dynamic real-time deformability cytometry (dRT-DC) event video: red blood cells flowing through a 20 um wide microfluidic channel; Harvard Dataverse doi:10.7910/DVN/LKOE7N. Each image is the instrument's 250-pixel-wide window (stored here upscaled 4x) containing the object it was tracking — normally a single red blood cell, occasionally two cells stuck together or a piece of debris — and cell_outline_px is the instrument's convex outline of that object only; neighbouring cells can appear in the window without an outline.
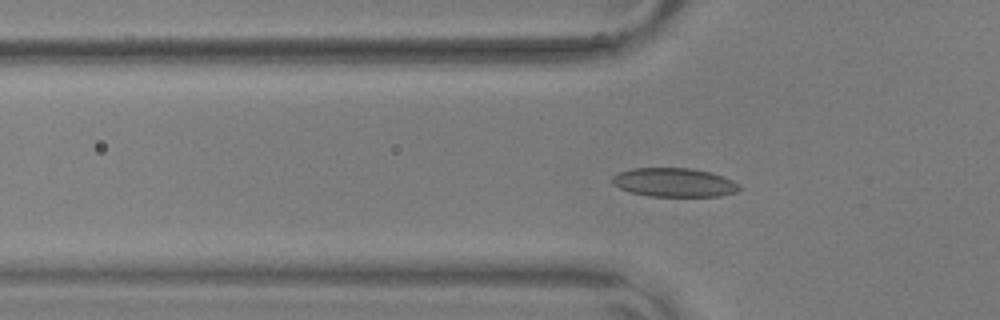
{"species": "common noctule bat (a hibernating species)", "species_latin": "Nyctalus noctula", "temperature_condition": "warm", "stored_images_in_passage": 52, "camera_frame_rate_fps": 3000, "um_per_image_px": 0.085, "animal": {"sex": "male", "body_mass_g": 17.9, "forearm_length_mm": 54.2}, "frame": {"image": 1, "passage_image": 18, "time_ms": 5.667, "image_size_px": [1000, 320], "cell_outline_px": [[744, 188], [736, 192], [720, 196], [648, 196], [628, 192], [612, 184], [612, 176], [620, 172], [632, 168], [692, 168], [712, 172], [724, 176], [740, 184]], "centroid_in_image_um": [57.34, 15.51], "position_along_channel_um": 68.5, "area_um2": 21.68}}
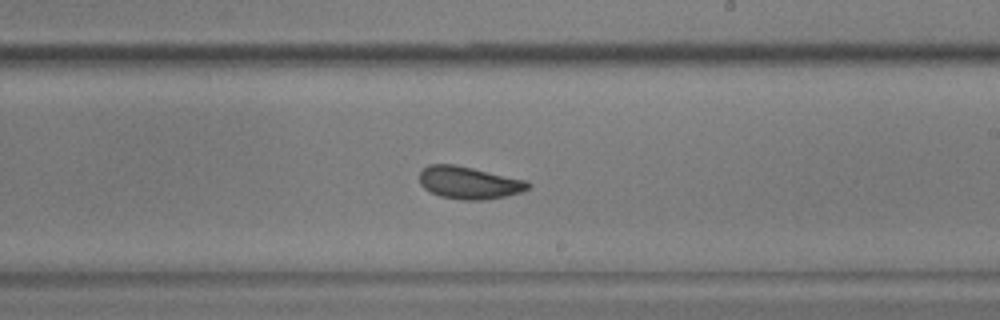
{"frame": {"image": 2, "passage_image": 33, "time_ms": 10.667, "image_size_px": [1000, 320], "cell_outline_px": [[532, 184], [528, 188], [520, 192], [504, 196], [484, 200], [460, 200], [440, 196], [424, 188], [420, 184], [420, 172], [428, 164], [452, 164], [472, 168], [528, 180]], "centroid_in_image_um": [39.87, 15.53], "position_along_channel_um": 249.1, "area_um2": 20.46}}
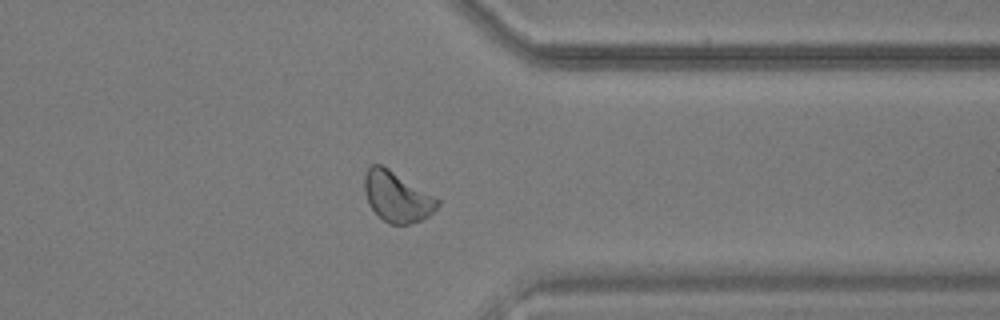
{"frame": {"image": 3, "passage_image": 44, "time_ms": 14.333, "image_size_px": [1000, 320], "cell_outline_px": [[440, 204], [428, 216], [420, 220], [408, 224], [388, 224], [368, 204], [364, 192], [364, 176], [368, 168], [372, 164], [380, 164], [388, 168], [440, 200]], "centroid_in_image_um": [33.71, 16.72], "position_along_channel_um": 377.7, "area_um2": 21.1}, "authors_computed_cell_mechanics": {"area_um2": 21.0392, "velocity_mm_per_s": 3.6097, "shape_relaxation_time_tau1_ms": 4.4457, "shape_relaxation_time_tau2_ms": 1.5012, "deformation_change_tau1": 0.1024, "deformation_change_tau2": 0.0646}}